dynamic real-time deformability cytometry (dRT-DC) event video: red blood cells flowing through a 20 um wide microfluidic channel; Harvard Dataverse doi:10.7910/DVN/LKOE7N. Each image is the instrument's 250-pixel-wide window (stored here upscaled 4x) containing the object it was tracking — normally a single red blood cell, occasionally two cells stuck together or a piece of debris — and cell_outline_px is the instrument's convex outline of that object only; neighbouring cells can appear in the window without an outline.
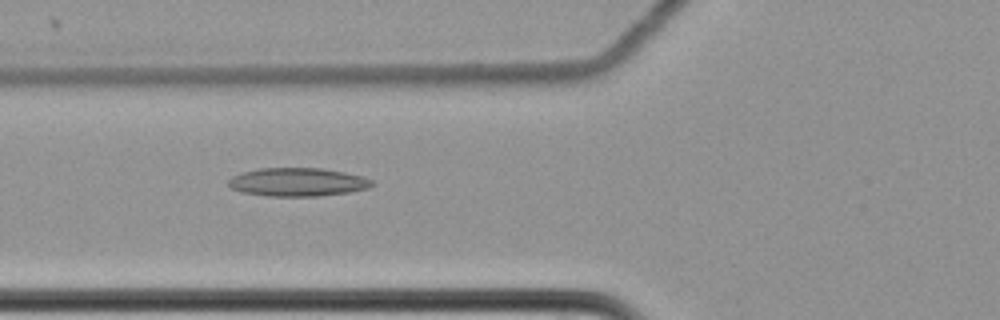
{"species": "common noctule bat (a hibernating species)", "species_latin": "Nyctalus noctula", "temperature_condition": "cold", "stored_images_in_passage": 60, "camera_frame_rate_fps": 3000, "um_per_image_px": 0.085, "animal": {"sex": "female", "body_mass_g": 22.7, "forearm_length_mm": 54.2}, "frame": {"image": 1, "passage_image": 24, "time_ms": 7.667, "image_size_px": [1000, 320], "cell_outline_px": [[376, 184], [368, 188], [348, 192], [320, 196], [268, 196], [244, 192], [232, 188], [228, 184], [228, 180], [232, 176], [240, 172], [260, 168], [324, 168], [364, 176], [376, 180]], "centroid_in_image_um": [25.36, 15.46], "position_along_channel_um": 100.4, "area_um2": 23.99}}
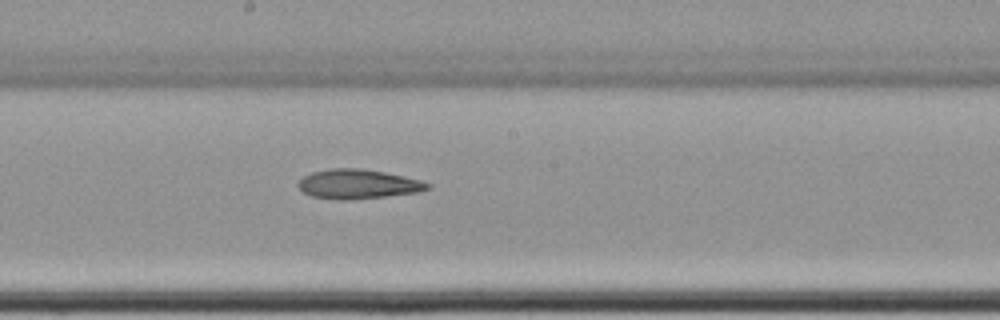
{"frame": {"image": 2, "passage_image": 34, "time_ms": 11.0, "image_size_px": [1000, 320], "cell_outline_px": [[432, 188], [420, 192], [352, 200], [344, 200], [312, 196], [304, 192], [296, 184], [304, 176], [312, 172], [332, 168], [360, 168], [384, 172], [404, 176], [420, 180], [432, 184]], "centroid_in_image_um": [30.47, 15.65], "position_along_channel_um": 217.7, "area_um2": 22.2}}
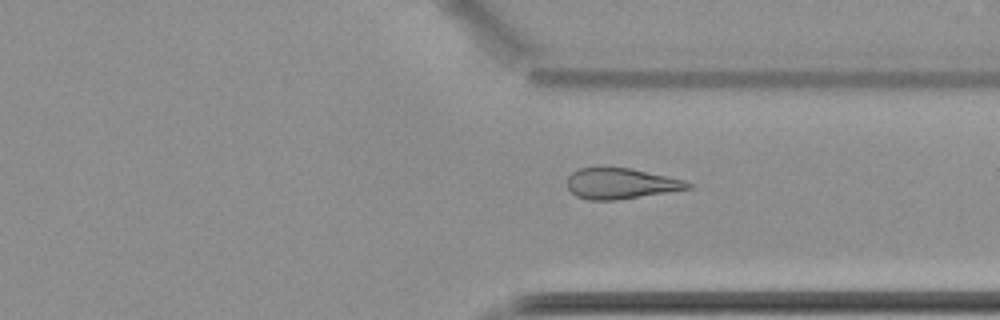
{"frame": {"image": 3, "passage_image": 46, "time_ms": 15.0, "image_size_px": [1000, 320], "cell_outline_px": [[692, 188], [616, 200], [588, 200], [576, 196], [568, 188], [568, 176], [572, 172], [580, 168], [632, 168], [668, 176], [684, 180], [692, 184]], "centroid_in_image_um": [52.77, 15.6], "position_along_channel_um": 358.6, "area_um2": 21.44}}